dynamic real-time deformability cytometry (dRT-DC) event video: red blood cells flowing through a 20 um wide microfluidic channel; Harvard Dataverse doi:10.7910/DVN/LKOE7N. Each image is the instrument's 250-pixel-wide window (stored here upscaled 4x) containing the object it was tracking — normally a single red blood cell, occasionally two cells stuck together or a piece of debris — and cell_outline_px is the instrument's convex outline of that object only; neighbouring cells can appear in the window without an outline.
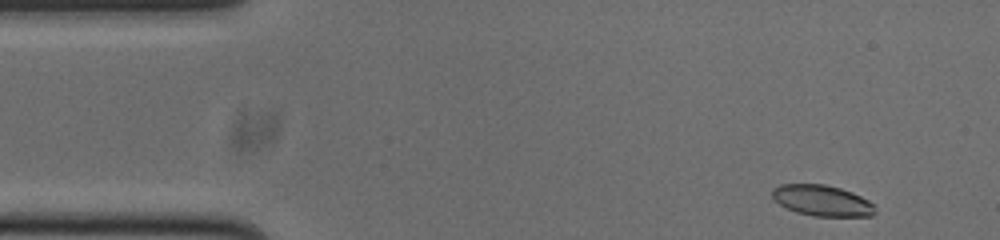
{"species": "common noctule bat (a hibernating species)", "species_latin": "Nyctalus noctula", "temperature_condition": "cold", "stored_images_in_passage": 8, "camera_frame_rate_fps": 3000, "um_per_image_px": 0.085, "animal": {"sex": "male", "body_mass_g": 20.0, "forearm_length_mm": 53.3}, "frame": {"image": 1, "passage_image": 1, "time_ms": 0.0, "image_size_px": [1000, 240], "cell_outline_px": [[876, 212], [872, 216], [812, 216], [796, 212], [780, 204], [772, 196], [772, 188], [780, 184], [824, 184], [840, 188], [852, 192], [876, 204]], "centroid_in_image_um": [69.91, 17.05], "position_along_channel_um": 15.1, "area_um2": 18.61}}